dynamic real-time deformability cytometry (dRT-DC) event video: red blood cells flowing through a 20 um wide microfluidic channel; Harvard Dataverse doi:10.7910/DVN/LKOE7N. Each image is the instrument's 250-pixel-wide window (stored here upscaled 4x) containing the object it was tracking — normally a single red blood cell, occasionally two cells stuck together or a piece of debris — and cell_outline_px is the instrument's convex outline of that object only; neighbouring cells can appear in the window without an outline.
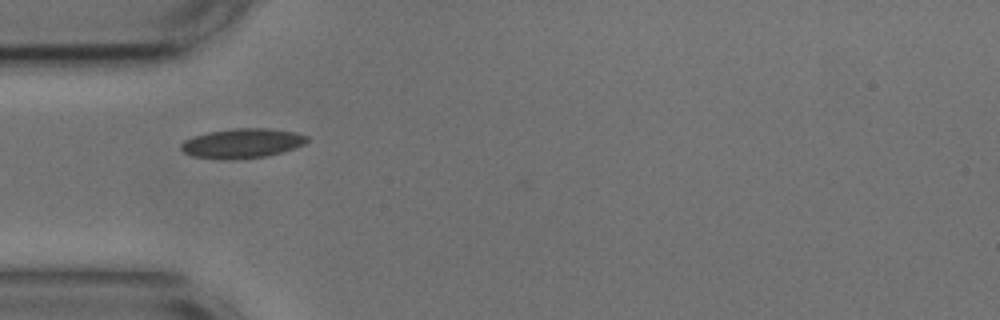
{"species": "common noctule bat (a hibernating species)", "species_latin": "Nyctalus noctula", "temperature_condition": "cold", "stored_images_in_passage": 31, "camera_frame_rate_fps": 3000, "um_per_image_px": 0.085, "animal": {"sex": "male", "body_mass_g": 17.9, "forearm_length_mm": 54.2}, "frame": {"image": 1, "passage_image": 1, "time_ms": 0.0, "image_size_px": [1000, 320], "cell_outline_px": [[308, 140], [304, 144], [268, 156], [232, 160], [228, 160], [192, 156], [184, 152], [180, 148], [180, 144], [184, 140], [192, 136], [208, 132], [232, 128], [268, 128], [296, 132], [308, 136]], "centroid_in_image_um": [20.55, 12.17], "position_along_channel_um": 64.4, "area_um2": 21.85}}
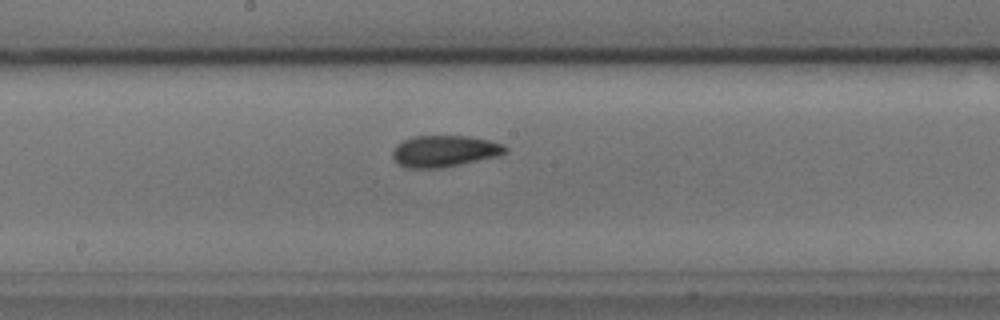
{"frame": {"image": 2, "passage_image": 13, "time_ms": 4.0, "image_size_px": [1000, 320], "cell_outline_px": [[508, 152], [496, 156], [460, 164], [440, 168], [408, 168], [400, 164], [392, 156], [392, 152], [396, 144], [404, 140], [416, 136], [468, 136], [488, 140], [504, 144], [508, 148]], "centroid_in_image_um": [37.79, 12.84], "position_along_channel_um": 210.4, "area_um2": 20.52}}
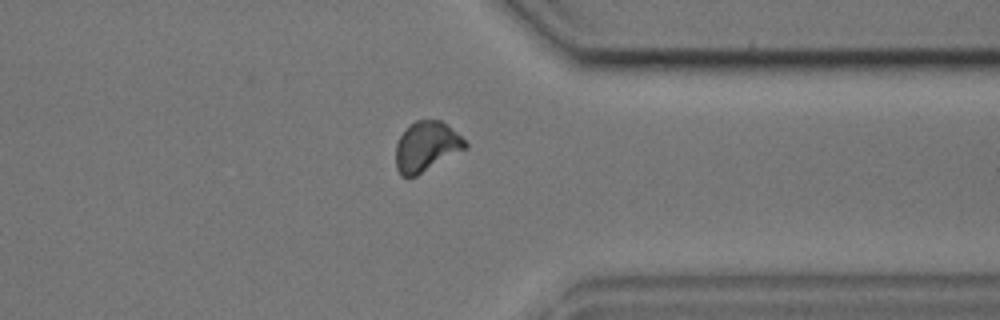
{"frame": {"image": 3, "passage_image": 27, "time_ms": 8.667, "image_size_px": [1000, 320], "cell_outline_px": [[468, 148], [416, 176], [400, 176], [396, 168], [396, 144], [400, 136], [408, 124], [416, 120], [440, 120], [456, 132], [468, 144]], "centroid_in_image_um": [36.23, 12.46], "position_along_channel_um": 375.2, "area_um2": 20.23}, "authors_computed_cell_mechanics": {"area_um2": 20.23, "velocity_mm_per_s": 3.6529, "shape_relaxation_time_tau1_ms": 6.7339, "shape_relaxation_time_tau2_ms": 1.4031, "deformation_change_tau1": 0.1232, "deformation_change_tau2": 0.0375}}